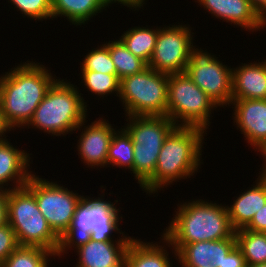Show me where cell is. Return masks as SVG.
Listing matches in <instances>:
<instances>
[{
    "label": "cell",
    "mask_w": 266,
    "mask_h": 267,
    "mask_svg": "<svg viewBox=\"0 0 266 267\" xmlns=\"http://www.w3.org/2000/svg\"><path fill=\"white\" fill-rule=\"evenodd\" d=\"M255 184L243 191L233 204L227 205V212L232 228L236 231L245 228L253 219L257 211L266 204V174L259 172Z\"/></svg>",
    "instance_id": "18"
},
{
    "label": "cell",
    "mask_w": 266,
    "mask_h": 267,
    "mask_svg": "<svg viewBox=\"0 0 266 267\" xmlns=\"http://www.w3.org/2000/svg\"><path fill=\"white\" fill-rule=\"evenodd\" d=\"M186 74L218 106L230 107L232 101V68L218 57L196 45L191 49ZM228 105V106H227Z\"/></svg>",
    "instance_id": "10"
},
{
    "label": "cell",
    "mask_w": 266,
    "mask_h": 267,
    "mask_svg": "<svg viewBox=\"0 0 266 267\" xmlns=\"http://www.w3.org/2000/svg\"><path fill=\"white\" fill-rule=\"evenodd\" d=\"M20 150L8 139L0 140V187L11 190L23 187L29 181L33 171H29L31 157ZM13 181V182H12ZM11 182V184H10ZM12 186H8L9 184ZM13 183V184H12ZM7 186V187H5ZM5 187V188H4ZM9 187V188H8Z\"/></svg>",
    "instance_id": "17"
},
{
    "label": "cell",
    "mask_w": 266,
    "mask_h": 267,
    "mask_svg": "<svg viewBox=\"0 0 266 267\" xmlns=\"http://www.w3.org/2000/svg\"><path fill=\"white\" fill-rule=\"evenodd\" d=\"M241 64L232 68V99H266L265 59Z\"/></svg>",
    "instance_id": "19"
},
{
    "label": "cell",
    "mask_w": 266,
    "mask_h": 267,
    "mask_svg": "<svg viewBox=\"0 0 266 267\" xmlns=\"http://www.w3.org/2000/svg\"><path fill=\"white\" fill-rule=\"evenodd\" d=\"M171 26V27H170ZM192 28L186 24L158 27V36L148 67L168 75L186 71L193 45Z\"/></svg>",
    "instance_id": "11"
},
{
    "label": "cell",
    "mask_w": 266,
    "mask_h": 267,
    "mask_svg": "<svg viewBox=\"0 0 266 267\" xmlns=\"http://www.w3.org/2000/svg\"><path fill=\"white\" fill-rule=\"evenodd\" d=\"M177 260L182 267H247L236 238L188 243L177 252Z\"/></svg>",
    "instance_id": "12"
},
{
    "label": "cell",
    "mask_w": 266,
    "mask_h": 267,
    "mask_svg": "<svg viewBox=\"0 0 266 267\" xmlns=\"http://www.w3.org/2000/svg\"><path fill=\"white\" fill-rule=\"evenodd\" d=\"M18 246L16 234L10 224L0 226V266Z\"/></svg>",
    "instance_id": "32"
},
{
    "label": "cell",
    "mask_w": 266,
    "mask_h": 267,
    "mask_svg": "<svg viewBox=\"0 0 266 267\" xmlns=\"http://www.w3.org/2000/svg\"><path fill=\"white\" fill-rule=\"evenodd\" d=\"M260 153L262 154L263 157V161L265 164H263L262 166V170L260 171L261 173H266V145L264 146V148L260 151Z\"/></svg>",
    "instance_id": "38"
},
{
    "label": "cell",
    "mask_w": 266,
    "mask_h": 267,
    "mask_svg": "<svg viewBox=\"0 0 266 267\" xmlns=\"http://www.w3.org/2000/svg\"><path fill=\"white\" fill-rule=\"evenodd\" d=\"M252 7L266 21V0H249Z\"/></svg>",
    "instance_id": "36"
},
{
    "label": "cell",
    "mask_w": 266,
    "mask_h": 267,
    "mask_svg": "<svg viewBox=\"0 0 266 267\" xmlns=\"http://www.w3.org/2000/svg\"><path fill=\"white\" fill-rule=\"evenodd\" d=\"M7 189L0 187V226L6 225L8 223V213H7Z\"/></svg>",
    "instance_id": "34"
},
{
    "label": "cell",
    "mask_w": 266,
    "mask_h": 267,
    "mask_svg": "<svg viewBox=\"0 0 266 267\" xmlns=\"http://www.w3.org/2000/svg\"><path fill=\"white\" fill-rule=\"evenodd\" d=\"M8 131L10 132L12 130L4 118L2 107L0 105V140L7 137L5 134L8 133Z\"/></svg>",
    "instance_id": "37"
},
{
    "label": "cell",
    "mask_w": 266,
    "mask_h": 267,
    "mask_svg": "<svg viewBox=\"0 0 266 267\" xmlns=\"http://www.w3.org/2000/svg\"><path fill=\"white\" fill-rule=\"evenodd\" d=\"M105 190L101 191L103 194L100 197L82 196L69 228L59 237L55 256L60 258L67 254L68 250L77 249L90 240L116 241L111 237L113 232L125 235L118 228L121 223L119 220L122 221L123 218L122 214L121 216L119 214L120 209L116 206L118 199L114 202L106 201Z\"/></svg>",
    "instance_id": "4"
},
{
    "label": "cell",
    "mask_w": 266,
    "mask_h": 267,
    "mask_svg": "<svg viewBox=\"0 0 266 267\" xmlns=\"http://www.w3.org/2000/svg\"><path fill=\"white\" fill-rule=\"evenodd\" d=\"M160 239L163 241L162 245L161 241L159 244L150 243L134 237L126 252L125 267H172L169 252L165 248L168 240L163 235Z\"/></svg>",
    "instance_id": "21"
},
{
    "label": "cell",
    "mask_w": 266,
    "mask_h": 267,
    "mask_svg": "<svg viewBox=\"0 0 266 267\" xmlns=\"http://www.w3.org/2000/svg\"><path fill=\"white\" fill-rule=\"evenodd\" d=\"M161 148L133 143V174L140 187L154 174Z\"/></svg>",
    "instance_id": "28"
},
{
    "label": "cell",
    "mask_w": 266,
    "mask_h": 267,
    "mask_svg": "<svg viewBox=\"0 0 266 267\" xmlns=\"http://www.w3.org/2000/svg\"><path fill=\"white\" fill-rule=\"evenodd\" d=\"M105 5L109 8L110 5L114 4V3H120L123 6H127V8L129 7V9H134V11L138 10L139 8L143 9V5L145 4L146 0H102Z\"/></svg>",
    "instance_id": "35"
},
{
    "label": "cell",
    "mask_w": 266,
    "mask_h": 267,
    "mask_svg": "<svg viewBox=\"0 0 266 267\" xmlns=\"http://www.w3.org/2000/svg\"><path fill=\"white\" fill-rule=\"evenodd\" d=\"M120 237L117 241L90 240L77 248L76 267H125L126 252L134 237Z\"/></svg>",
    "instance_id": "16"
},
{
    "label": "cell",
    "mask_w": 266,
    "mask_h": 267,
    "mask_svg": "<svg viewBox=\"0 0 266 267\" xmlns=\"http://www.w3.org/2000/svg\"><path fill=\"white\" fill-rule=\"evenodd\" d=\"M133 142L131 136L124 129H118L112 135L107 153V167L110 165L130 169L133 173Z\"/></svg>",
    "instance_id": "26"
},
{
    "label": "cell",
    "mask_w": 266,
    "mask_h": 267,
    "mask_svg": "<svg viewBox=\"0 0 266 267\" xmlns=\"http://www.w3.org/2000/svg\"><path fill=\"white\" fill-rule=\"evenodd\" d=\"M119 100L126 116H166L168 74L147 67L120 80Z\"/></svg>",
    "instance_id": "8"
},
{
    "label": "cell",
    "mask_w": 266,
    "mask_h": 267,
    "mask_svg": "<svg viewBox=\"0 0 266 267\" xmlns=\"http://www.w3.org/2000/svg\"><path fill=\"white\" fill-rule=\"evenodd\" d=\"M83 62H80L81 70H92L99 73L116 74V68L112 61L108 47L103 44L89 51Z\"/></svg>",
    "instance_id": "30"
},
{
    "label": "cell",
    "mask_w": 266,
    "mask_h": 267,
    "mask_svg": "<svg viewBox=\"0 0 266 267\" xmlns=\"http://www.w3.org/2000/svg\"><path fill=\"white\" fill-rule=\"evenodd\" d=\"M87 121H83L75 131L82 132L77 141V151L83 164L90 168L107 167V153L112 135L117 130L109 121L100 117L84 126ZM84 127V128H82ZM115 127V128H113ZM84 129V130H83Z\"/></svg>",
    "instance_id": "13"
},
{
    "label": "cell",
    "mask_w": 266,
    "mask_h": 267,
    "mask_svg": "<svg viewBox=\"0 0 266 267\" xmlns=\"http://www.w3.org/2000/svg\"><path fill=\"white\" fill-rule=\"evenodd\" d=\"M56 78L24 128H38L53 137H65L66 134L74 133L73 131L86 120L88 105L76 85Z\"/></svg>",
    "instance_id": "5"
},
{
    "label": "cell",
    "mask_w": 266,
    "mask_h": 267,
    "mask_svg": "<svg viewBox=\"0 0 266 267\" xmlns=\"http://www.w3.org/2000/svg\"><path fill=\"white\" fill-rule=\"evenodd\" d=\"M104 44L109 49L110 56L116 68V75L119 80L140 73L148 67V64L131 53L120 39L113 41L109 40Z\"/></svg>",
    "instance_id": "24"
},
{
    "label": "cell",
    "mask_w": 266,
    "mask_h": 267,
    "mask_svg": "<svg viewBox=\"0 0 266 267\" xmlns=\"http://www.w3.org/2000/svg\"><path fill=\"white\" fill-rule=\"evenodd\" d=\"M24 17L37 21L52 19V0H8Z\"/></svg>",
    "instance_id": "31"
},
{
    "label": "cell",
    "mask_w": 266,
    "mask_h": 267,
    "mask_svg": "<svg viewBox=\"0 0 266 267\" xmlns=\"http://www.w3.org/2000/svg\"><path fill=\"white\" fill-rule=\"evenodd\" d=\"M235 237L247 265L266 263V233L242 228L235 231Z\"/></svg>",
    "instance_id": "25"
},
{
    "label": "cell",
    "mask_w": 266,
    "mask_h": 267,
    "mask_svg": "<svg viewBox=\"0 0 266 267\" xmlns=\"http://www.w3.org/2000/svg\"><path fill=\"white\" fill-rule=\"evenodd\" d=\"M247 267H266V263H261L257 265H247Z\"/></svg>",
    "instance_id": "39"
},
{
    "label": "cell",
    "mask_w": 266,
    "mask_h": 267,
    "mask_svg": "<svg viewBox=\"0 0 266 267\" xmlns=\"http://www.w3.org/2000/svg\"><path fill=\"white\" fill-rule=\"evenodd\" d=\"M7 213L8 223L19 245L41 247L56 253L59 237L49 226L34 194L26 186L8 191Z\"/></svg>",
    "instance_id": "6"
},
{
    "label": "cell",
    "mask_w": 266,
    "mask_h": 267,
    "mask_svg": "<svg viewBox=\"0 0 266 267\" xmlns=\"http://www.w3.org/2000/svg\"><path fill=\"white\" fill-rule=\"evenodd\" d=\"M178 205L174 218L161 233L168 240L175 259L177 252L188 243L236 238L224 204L195 199Z\"/></svg>",
    "instance_id": "2"
},
{
    "label": "cell",
    "mask_w": 266,
    "mask_h": 267,
    "mask_svg": "<svg viewBox=\"0 0 266 267\" xmlns=\"http://www.w3.org/2000/svg\"><path fill=\"white\" fill-rule=\"evenodd\" d=\"M207 131L199 127L176 126L165 138L154 174L140 187L146 194H157L178 180L191 178L203 164L202 147Z\"/></svg>",
    "instance_id": "3"
},
{
    "label": "cell",
    "mask_w": 266,
    "mask_h": 267,
    "mask_svg": "<svg viewBox=\"0 0 266 267\" xmlns=\"http://www.w3.org/2000/svg\"><path fill=\"white\" fill-rule=\"evenodd\" d=\"M157 36L158 27L151 29L150 26L146 25V27L136 26L126 30L119 39L131 53L148 64L154 51Z\"/></svg>",
    "instance_id": "23"
},
{
    "label": "cell",
    "mask_w": 266,
    "mask_h": 267,
    "mask_svg": "<svg viewBox=\"0 0 266 267\" xmlns=\"http://www.w3.org/2000/svg\"><path fill=\"white\" fill-rule=\"evenodd\" d=\"M106 8L102 0H52V20L65 16L74 26H81Z\"/></svg>",
    "instance_id": "22"
},
{
    "label": "cell",
    "mask_w": 266,
    "mask_h": 267,
    "mask_svg": "<svg viewBox=\"0 0 266 267\" xmlns=\"http://www.w3.org/2000/svg\"><path fill=\"white\" fill-rule=\"evenodd\" d=\"M38 62H21L0 75V105L10 128H24L48 89L57 80L56 75Z\"/></svg>",
    "instance_id": "1"
},
{
    "label": "cell",
    "mask_w": 266,
    "mask_h": 267,
    "mask_svg": "<svg viewBox=\"0 0 266 267\" xmlns=\"http://www.w3.org/2000/svg\"><path fill=\"white\" fill-rule=\"evenodd\" d=\"M244 229L254 232H266V204L256 212L251 222Z\"/></svg>",
    "instance_id": "33"
},
{
    "label": "cell",
    "mask_w": 266,
    "mask_h": 267,
    "mask_svg": "<svg viewBox=\"0 0 266 267\" xmlns=\"http://www.w3.org/2000/svg\"><path fill=\"white\" fill-rule=\"evenodd\" d=\"M82 82L97 97H107L114 93L115 96L120 95V80L116 74L99 73L92 70H81ZM106 95V96H105Z\"/></svg>",
    "instance_id": "29"
},
{
    "label": "cell",
    "mask_w": 266,
    "mask_h": 267,
    "mask_svg": "<svg viewBox=\"0 0 266 267\" xmlns=\"http://www.w3.org/2000/svg\"><path fill=\"white\" fill-rule=\"evenodd\" d=\"M195 2L217 19L242 27L249 33L266 28V21L252 7L249 0H197Z\"/></svg>",
    "instance_id": "15"
},
{
    "label": "cell",
    "mask_w": 266,
    "mask_h": 267,
    "mask_svg": "<svg viewBox=\"0 0 266 267\" xmlns=\"http://www.w3.org/2000/svg\"><path fill=\"white\" fill-rule=\"evenodd\" d=\"M232 119L258 153L266 145V99H232Z\"/></svg>",
    "instance_id": "14"
},
{
    "label": "cell",
    "mask_w": 266,
    "mask_h": 267,
    "mask_svg": "<svg viewBox=\"0 0 266 267\" xmlns=\"http://www.w3.org/2000/svg\"><path fill=\"white\" fill-rule=\"evenodd\" d=\"M55 253L41 247L19 245L0 267H49Z\"/></svg>",
    "instance_id": "27"
},
{
    "label": "cell",
    "mask_w": 266,
    "mask_h": 267,
    "mask_svg": "<svg viewBox=\"0 0 266 267\" xmlns=\"http://www.w3.org/2000/svg\"><path fill=\"white\" fill-rule=\"evenodd\" d=\"M125 117L128 123L122 127L131 136L133 143L142 145L162 146L165 138L176 127L167 116Z\"/></svg>",
    "instance_id": "20"
},
{
    "label": "cell",
    "mask_w": 266,
    "mask_h": 267,
    "mask_svg": "<svg viewBox=\"0 0 266 267\" xmlns=\"http://www.w3.org/2000/svg\"><path fill=\"white\" fill-rule=\"evenodd\" d=\"M35 196L37 205L53 232L60 237L70 226L78 202L77 192L41 178L33 173L25 185Z\"/></svg>",
    "instance_id": "9"
},
{
    "label": "cell",
    "mask_w": 266,
    "mask_h": 267,
    "mask_svg": "<svg viewBox=\"0 0 266 267\" xmlns=\"http://www.w3.org/2000/svg\"><path fill=\"white\" fill-rule=\"evenodd\" d=\"M219 107L186 74L168 75L167 113L176 126L199 127L204 131L211 125L213 110ZM180 122V123H179Z\"/></svg>",
    "instance_id": "7"
}]
</instances>
